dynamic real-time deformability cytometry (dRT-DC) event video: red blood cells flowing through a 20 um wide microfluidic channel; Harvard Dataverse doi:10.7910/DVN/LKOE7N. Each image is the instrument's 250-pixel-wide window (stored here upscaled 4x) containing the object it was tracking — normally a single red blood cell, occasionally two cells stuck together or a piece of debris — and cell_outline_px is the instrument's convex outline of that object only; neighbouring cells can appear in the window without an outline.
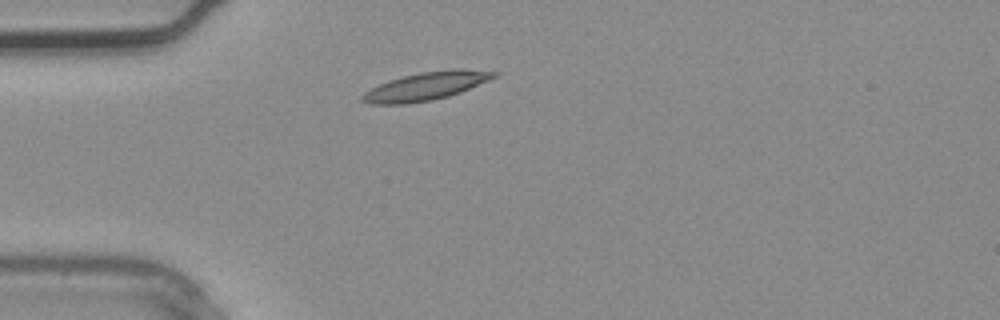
{"species": "common noctule bat (a hibernating species)", "species_latin": "Nyctalus noctula", "temperature_condition": "warm", "stored_images_in_passage": 1, "camera_frame_rate_fps": 3000, "um_per_image_px": 0.085, "animal": {"sex": "male", "body_mass_g": 20.4}, "frame": {"image": 1, "passage_image": 1, "time_ms": 0.0, "image_size_px": [1000, 320], "cell_outline_px": [[500, 72], [496, 76], [488, 80], [460, 92], [448, 96], [432, 100], [404, 104], [372, 104], [360, 100], [360, 96], [364, 92], [388, 80], [404, 76], [424, 72], [460, 68]], "centroid_in_image_um": [36.19, 7.33], "position_along_channel_um": 48.8, "area_um2": 21.27}}